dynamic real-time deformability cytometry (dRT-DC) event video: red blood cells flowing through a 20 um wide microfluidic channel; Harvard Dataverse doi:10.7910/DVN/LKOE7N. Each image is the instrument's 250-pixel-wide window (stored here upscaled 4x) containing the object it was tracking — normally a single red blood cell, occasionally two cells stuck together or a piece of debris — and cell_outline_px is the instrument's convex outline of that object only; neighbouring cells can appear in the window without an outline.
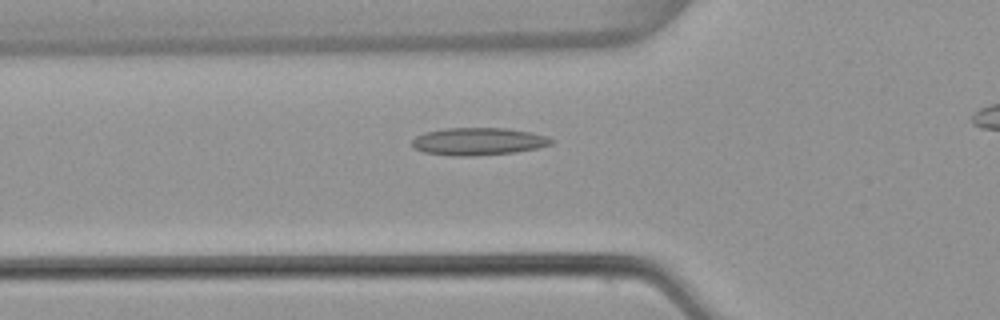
{"species": "common noctule bat (a hibernating species)", "species_latin": "Nyctalus noctula", "temperature_condition": "warm", "stored_images_in_passage": 47, "camera_frame_rate_fps": 3000, "um_per_image_px": 0.085, "animal": {"sex": "female", "body_mass_g": 22.7, "forearm_length_mm": 54.2}, "frame": {"image": 1, "passage_image": 19, "time_ms": 6.0, "image_size_px": [1000, 320], "cell_outline_px": [[552, 144], [536, 148], [512, 152], [472, 156], [452, 156], [424, 152], [412, 148], [412, 140], [416, 136], [424, 132], [444, 128], [508, 128], [528, 132], [544, 136], [552, 140]], "centroid_in_image_um": [40.57, 12.02], "position_along_channel_um": 85.2, "area_um2": 22.14}}
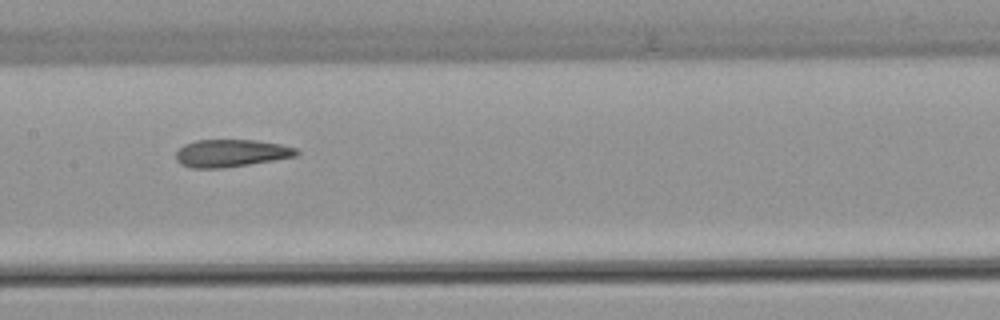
{"frame": {"image": 2, "passage_image": 27, "time_ms": 8.667, "image_size_px": [1000, 320], "cell_outline_px": [[300, 152], [296, 156], [224, 168], [192, 168], [180, 164], [176, 160], [176, 152], [184, 144], [196, 140], [256, 140], [280, 144], [296, 148]], "centroid_in_image_um": [19.61, 13.02], "position_along_channel_um": 187.8, "area_um2": 19.25}}
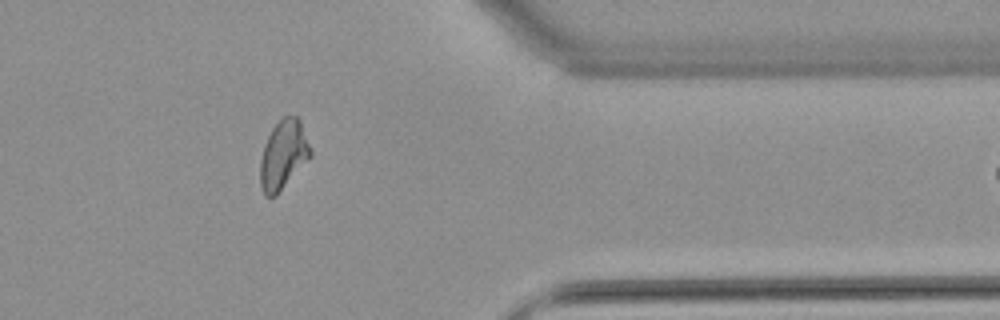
{"frame": {"image": 3, "passage_image": 44, "time_ms": 14.333, "image_size_px": [1000, 320], "cell_outline_px": [[312, 156], [276, 196], [264, 196], [260, 184], [260, 160], [264, 144], [272, 128], [284, 116], [296, 116], [300, 120], [312, 152]], "centroid_in_image_um": [24.08, 13.18], "position_along_channel_um": 387.3, "area_um2": 20.17}}